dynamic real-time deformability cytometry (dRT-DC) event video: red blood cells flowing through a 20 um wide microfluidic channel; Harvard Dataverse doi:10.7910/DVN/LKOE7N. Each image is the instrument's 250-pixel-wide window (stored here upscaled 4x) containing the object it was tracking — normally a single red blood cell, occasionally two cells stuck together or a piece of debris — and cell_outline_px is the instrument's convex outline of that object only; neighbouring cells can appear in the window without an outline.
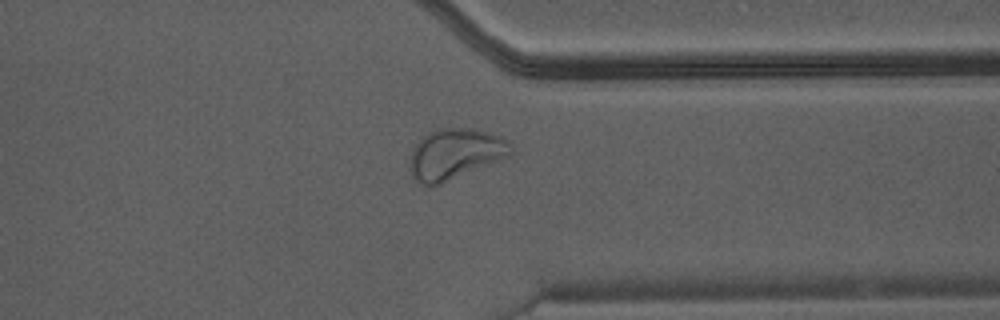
{"species": "Egyptian fruit bat (a non-hibernating species)", "species_latin": "Rousettus aegyptiacus", "temperature_condition": "warm", "stored_images_in_passage": 37, "camera_frame_rate_fps": 3000, "um_per_image_px": 0.085, "animal": {"sex": "male"}, "frame": {"image": 1, "passage_image": 27, "time_ms": 8.667, "image_size_px": [1000, 320], "cell_outline_px": [[512, 156], [440, 184], [420, 184], [412, 176], [408, 164], [412, 148], [428, 132], [436, 128], [476, 128], [500, 136], [508, 140], [512, 144]], "centroid_in_image_um": [38.71, 13.07], "position_along_channel_um": 372.7, "area_um2": 30.17}}